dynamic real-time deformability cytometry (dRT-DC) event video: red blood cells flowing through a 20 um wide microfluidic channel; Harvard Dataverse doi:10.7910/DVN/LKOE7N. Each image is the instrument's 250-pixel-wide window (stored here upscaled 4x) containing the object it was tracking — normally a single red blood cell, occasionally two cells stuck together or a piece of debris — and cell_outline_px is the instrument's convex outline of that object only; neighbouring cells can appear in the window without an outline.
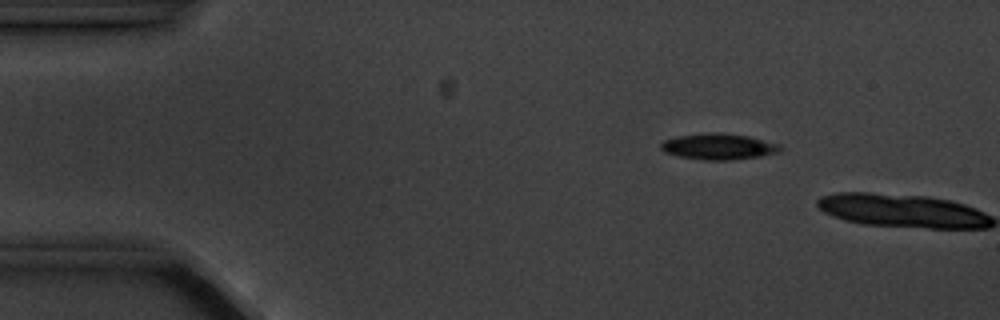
{"species": "common noctule bat (a hibernating species)", "species_latin": "Nyctalus noctula", "temperature_condition": "cold", "stored_images_in_passage": 4, "camera_frame_rate_fps": 3000, "um_per_image_px": 0.085, "animal": {"sex": "male", "body_mass_g": 20.1, "forearm_length_mm": 53.5}, "frame": {"image": 1, "passage_image": 3, "time_ms": 2.0, "image_size_px": [1000, 320], "cell_outline_px": [[784, 148], [780, 152], [760, 156], [732, 160], [704, 160], [680, 156], [664, 152], [660, 148], [660, 144], [664, 140], [676, 136], [708, 132], [716, 132], [748, 136], [780, 144]], "centroid_in_image_um": [61.09, 12.45], "position_along_channel_um": 23.9, "area_um2": 18.21}}